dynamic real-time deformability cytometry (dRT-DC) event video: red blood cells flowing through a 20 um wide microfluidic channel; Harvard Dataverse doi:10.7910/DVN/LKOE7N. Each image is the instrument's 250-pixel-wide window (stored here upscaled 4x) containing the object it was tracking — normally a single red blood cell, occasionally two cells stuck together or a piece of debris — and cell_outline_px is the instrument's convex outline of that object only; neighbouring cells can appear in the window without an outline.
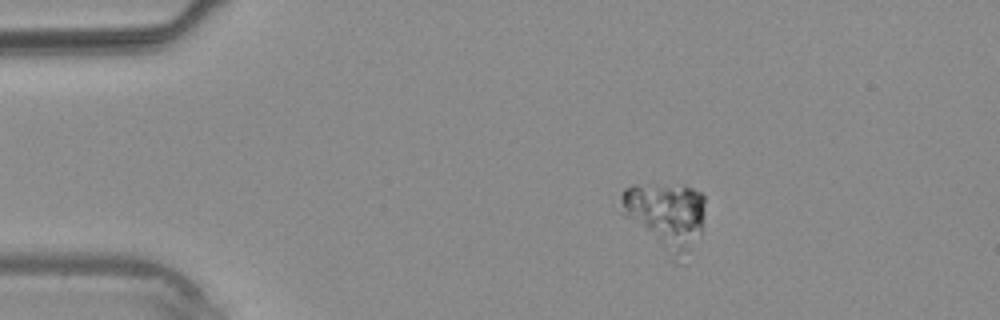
{"species": "common noctule bat (a hibernating species)", "species_latin": "Nyctalus noctula", "temperature_condition": "warm", "stored_images_in_passage": 38, "camera_frame_rate_fps": 3000, "um_per_image_px": 0.085, "animal": {"sex": "male", "body_mass_g": 20.4}, "frame": {"image": 1, "passage_image": 7, "time_ms": 2.0, "image_size_px": [1000, 320], "cell_outline_px": [[704, 200], [700, 232], [688, 248], [680, 252], [676, 252], [664, 244], [624, 216], [620, 196], [620, 192], [624, 188], [636, 184], [684, 184], [700, 192], [704, 196]], "centroid_in_image_um": [56.55, 18.03], "position_along_channel_um": 28.4, "area_um2": 29.94}}
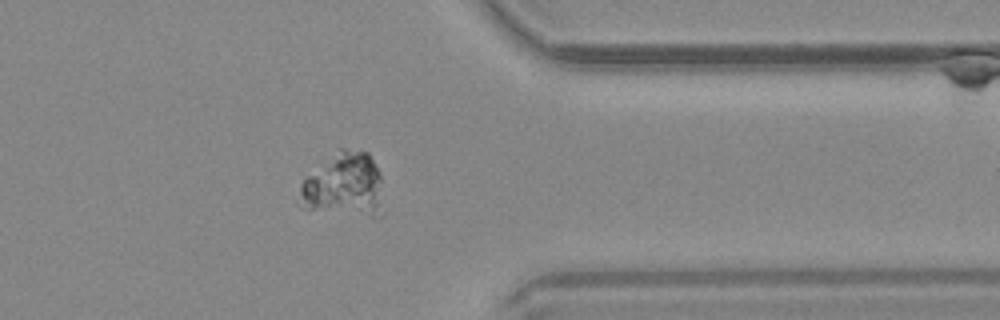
{"frame": {"image": 2, "passage_image": 31, "time_ms": 10.0, "image_size_px": [1000, 320], "cell_outline_px": [[380, 216], [372, 216], [308, 208], [296, 204], [300, 184], [304, 176], [340, 148], [344, 148], [368, 152], [380, 172]], "centroid_in_image_um": [29.17, 15.69], "position_along_channel_um": 382.2, "area_um2": 31.1}}